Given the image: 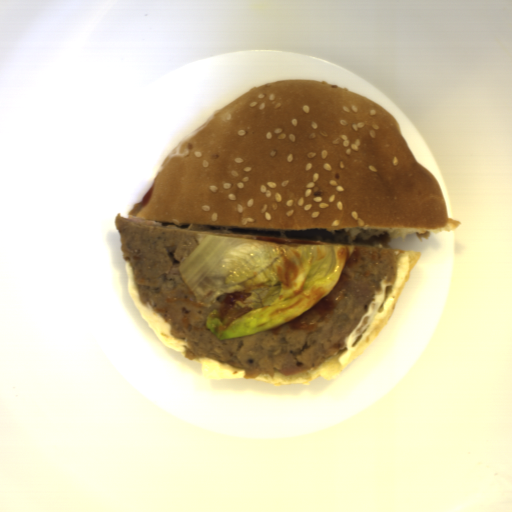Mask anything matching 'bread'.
Returning a JSON list of instances; mask_svg holds the SVG:
<instances>
[{
	"instance_id": "8d2b1439",
	"label": "bread",
	"mask_w": 512,
	"mask_h": 512,
	"mask_svg": "<svg viewBox=\"0 0 512 512\" xmlns=\"http://www.w3.org/2000/svg\"><path fill=\"white\" fill-rule=\"evenodd\" d=\"M137 217L156 228L344 230L350 242L450 232L436 176L394 115L318 79L254 86L163 160ZM235 234V233H234Z\"/></svg>"
},
{
	"instance_id": "cb027b5d",
	"label": "bread",
	"mask_w": 512,
	"mask_h": 512,
	"mask_svg": "<svg viewBox=\"0 0 512 512\" xmlns=\"http://www.w3.org/2000/svg\"><path fill=\"white\" fill-rule=\"evenodd\" d=\"M405 253L396 254L397 260L401 257L408 256L410 258V270L398 289L393 302L391 306L390 312L377 324L375 325L370 333L367 335V337L362 341V343L355 349V351L350 355L348 360L341 364L339 362V358L347 351L346 348L342 350L341 352L335 354L334 356L326 359L316 367H314L311 370L304 371L301 373H297L294 375H283L278 370L274 368V374L273 378L269 376L268 374H260L257 377H255L257 380H265L269 382L272 385H289V384H295V383H303L306 385H310L311 381L317 378L318 376L323 377L324 379H333L335 376H337L343 369H345L352 361H354L359 355H361L367 347L373 342V340L380 334V332L386 327L389 320L391 319L394 310L396 308V305L399 301V298L402 294V291L407 284V282L410 280L413 270L420 260L423 251H414V250H398Z\"/></svg>"
},
{
	"instance_id": "b6be36c0",
	"label": "bread",
	"mask_w": 512,
	"mask_h": 512,
	"mask_svg": "<svg viewBox=\"0 0 512 512\" xmlns=\"http://www.w3.org/2000/svg\"><path fill=\"white\" fill-rule=\"evenodd\" d=\"M124 268L128 274L126 289L138 312L148 323L150 329L153 331L156 337L167 348L177 353H184L182 344L185 340H180L173 337L171 334L170 324L165 322L159 313H154L148 302L146 304H142L135 290L133 272L130 268V261H126Z\"/></svg>"
},
{
	"instance_id": "2504dc21",
	"label": "bread",
	"mask_w": 512,
	"mask_h": 512,
	"mask_svg": "<svg viewBox=\"0 0 512 512\" xmlns=\"http://www.w3.org/2000/svg\"><path fill=\"white\" fill-rule=\"evenodd\" d=\"M201 376L209 379H240L245 377L244 369H237L229 364H222L211 359H198Z\"/></svg>"
}]
</instances>
